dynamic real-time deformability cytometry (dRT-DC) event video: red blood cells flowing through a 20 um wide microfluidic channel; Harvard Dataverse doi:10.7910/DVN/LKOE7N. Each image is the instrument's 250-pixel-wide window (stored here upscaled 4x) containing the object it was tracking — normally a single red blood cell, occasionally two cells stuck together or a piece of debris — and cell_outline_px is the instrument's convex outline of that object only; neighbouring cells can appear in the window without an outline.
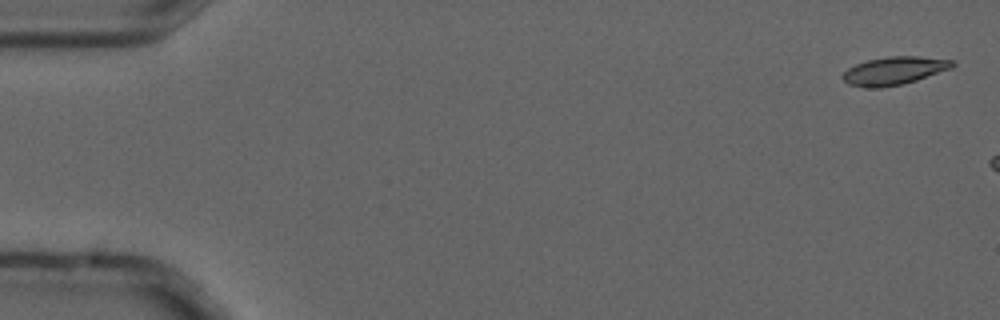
{"species": "common noctule bat (a hibernating species)", "species_latin": "Nyctalus noctula", "temperature_condition": "cold", "stored_images_in_passage": 3, "camera_frame_rate_fps": 3000, "um_per_image_px": 0.085, "animal": {"sex": "male", "forearm_length_mm": 52.5}, "frame": {"image": 1, "passage_image": 1, "time_ms": 0.0, "image_size_px": [1000, 320], "cell_outline_px": [[956, 64], [952, 68], [904, 84], [880, 88], [868, 88], [848, 84], [840, 76], [848, 68], [856, 64], [868, 60], [888, 56], [920, 56], [952, 60]], "centroid_in_image_um": [75.99, 6.01], "position_along_channel_um": 9.0, "area_um2": 17.98}}